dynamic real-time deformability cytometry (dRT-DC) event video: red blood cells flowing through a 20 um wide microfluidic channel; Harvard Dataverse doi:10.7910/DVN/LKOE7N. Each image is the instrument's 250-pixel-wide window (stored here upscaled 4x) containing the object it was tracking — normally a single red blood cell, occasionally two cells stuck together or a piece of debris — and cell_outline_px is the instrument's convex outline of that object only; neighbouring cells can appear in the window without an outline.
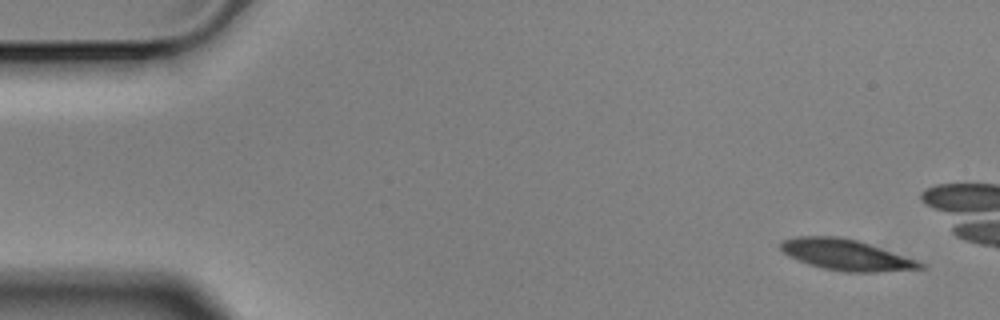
{"species": "Egyptian fruit bat (a non-hibernating species)", "species_latin": "Rousettus aegyptiacus", "temperature_condition": "cold", "stored_images_in_passage": 4, "camera_frame_rate_fps": 3000, "um_per_image_px": 0.085, "animal": {"sex": "male"}, "frame": {"image": 1, "passage_image": 1, "time_ms": 0.0, "image_size_px": [1000, 320], "cell_outline_px": [[928, 264], [924, 268], [876, 272], [844, 272], [824, 268], [808, 264], [788, 256], [780, 248], [780, 244], [784, 240], [796, 236], [836, 236], [856, 240], [920, 260]], "centroid_in_image_um": [71.96, 21.67], "position_along_channel_um": 13.0, "area_um2": 25.14}}